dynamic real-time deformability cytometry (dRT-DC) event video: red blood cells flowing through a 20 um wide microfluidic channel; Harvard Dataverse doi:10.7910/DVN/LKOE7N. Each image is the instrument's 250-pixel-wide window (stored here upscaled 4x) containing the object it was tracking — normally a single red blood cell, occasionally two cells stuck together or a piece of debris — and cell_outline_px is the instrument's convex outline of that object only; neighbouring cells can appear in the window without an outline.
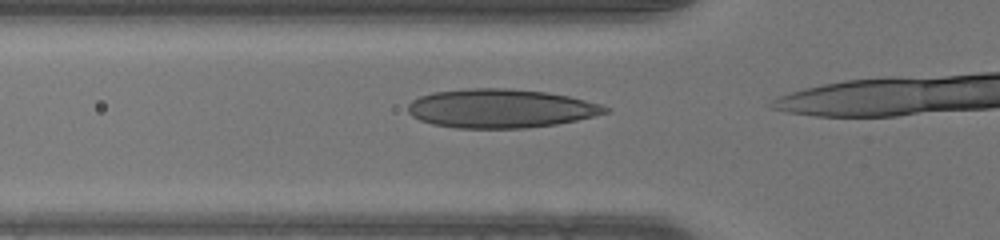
{"species": "human", "species_latin": "Homo sapiens", "temperature_condition": "warm", "stored_images_in_passage": 12, "camera_frame_rate_fps": 3000, "um_per_image_px": 0.085, "donor": {"sex": "male"}, "frame": {"image": 1, "passage_image": 8, "time_ms": 2.333, "image_size_px": [1000, 240], "cell_outline_px": [[612, 112], [576, 120], [556, 124], [524, 128], [456, 128], [432, 124], [420, 120], [412, 116], [408, 112], [408, 104], [412, 100], [420, 96], [432, 92], [468, 88], [508, 88], [548, 92], [568, 96], [600, 104], [612, 108]], "centroid_in_image_um": [42.56, 9.21], "position_along_channel_um": 83.2, "area_um2": 44.85}}
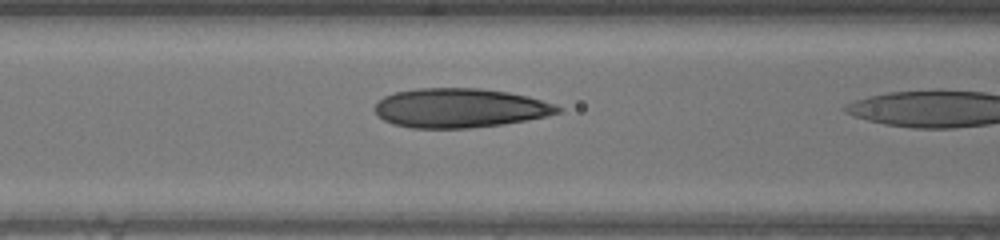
{"frame": {"image": 2, "passage_image": 11, "time_ms": 3.333, "image_size_px": [1000, 240], "cell_outline_px": [[560, 112], [544, 116], [504, 124], [468, 128], [412, 128], [392, 124], [384, 120], [372, 108], [384, 96], [396, 92], [416, 88], [480, 88], [508, 92], [528, 96], [556, 104], [560, 108]], "centroid_in_image_um": [39.06, 9.17], "position_along_channel_um": 127.5, "area_um2": 41.79}}